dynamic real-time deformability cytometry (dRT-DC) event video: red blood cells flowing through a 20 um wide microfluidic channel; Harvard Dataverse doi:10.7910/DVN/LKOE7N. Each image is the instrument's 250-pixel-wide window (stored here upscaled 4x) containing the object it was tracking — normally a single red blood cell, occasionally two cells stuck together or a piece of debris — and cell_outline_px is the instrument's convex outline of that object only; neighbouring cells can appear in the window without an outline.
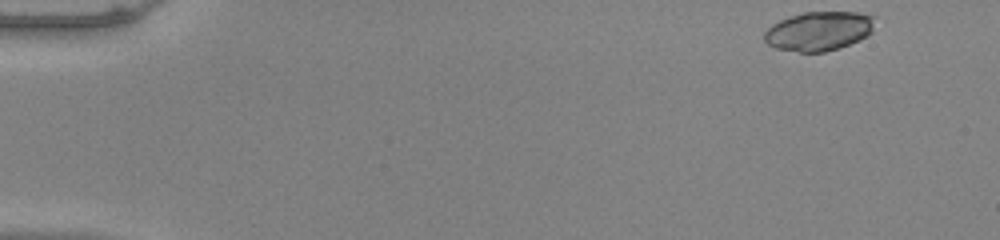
{"species": "common noctule bat (a hibernating species)", "species_latin": "Nyctalus noctula", "temperature_condition": "warm", "stored_images_in_passage": 49, "camera_frame_rate_fps": 3000, "um_per_image_px": 0.085, "animal": {"sex": "male", "body_mass_g": 20.0, "forearm_length_mm": 53.3}, "frame": {"image": 1, "passage_image": 1, "time_ms": 0.0, "image_size_px": [1000, 240], "cell_outline_px": [[876, 16], [872, 32], [868, 36], [860, 40], [824, 52], [800, 52], [776, 48], [768, 44], [764, 40], [764, 32], [772, 24], [780, 20], [804, 12], [860, 12]], "centroid_in_image_um": [69.63, 2.63], "position_along_channel_um": 15.4, "area_um2": 25.26}}
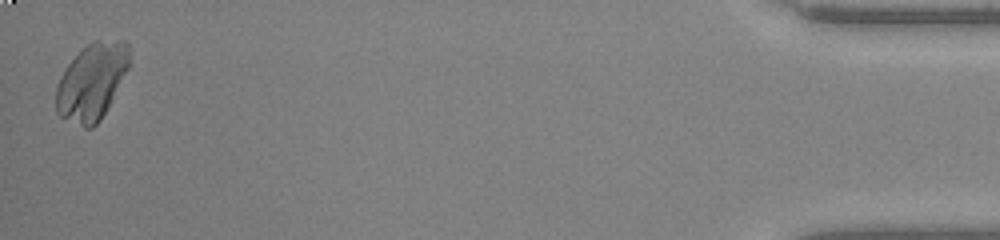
{"frame": {"image": 2, "passage_image": 49, "time_ms": 16.0, "image_size_px": [1000, 240], "cell_outline_px": [[128, 68], [100, 120], [92, 128], [84, 128], [60, 116], [56, 112], [56, 84], [60, 76], [68, 64], [92, 40], [124, 40], [128, 44]], "centroid_in_image_um": [7.77, 6.94], "position_along_channel_um": 427.4, "area_um2": 32.19}}